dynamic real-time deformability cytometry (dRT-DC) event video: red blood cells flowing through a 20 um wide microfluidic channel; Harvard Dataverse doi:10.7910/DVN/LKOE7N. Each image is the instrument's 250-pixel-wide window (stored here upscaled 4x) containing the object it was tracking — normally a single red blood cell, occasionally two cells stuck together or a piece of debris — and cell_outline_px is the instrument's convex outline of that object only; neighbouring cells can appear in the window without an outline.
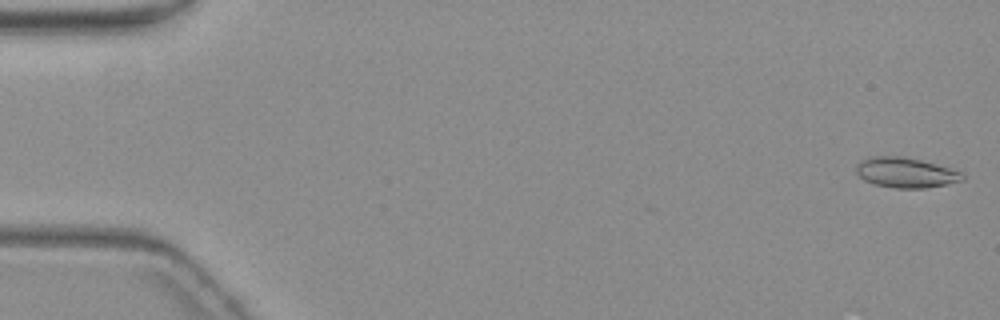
{"species": "common noctule bat (a hibernating species)", "species_latin": "Nyctalus noctula", "temperature_condition": "warm", "stored_images_in_passage": 10, "camera_frame_rate_fps": 3000, "um_per_image_px": 0.085, "animal": {"sex": "female", "body_mass_g": 19.3, "forearm_length_mm": 54.1}, "frame": {"image": 1, "passage_image": 1, "time_ms": 0.0, "image_size_px": [1000, 320], "cell_outline_px": [[964, 180], [948, 184], [924, 188], [896, 188], [876, 184], [864, 180], [856, 172], [856, 164], [860, 160], [868, 156], [904, 156], [936, 164], [964, 172]], "centroid_in_image_um": [76.99, 14.66], "position_along_channel_um": 8.0, "area_um2": 18.79}}
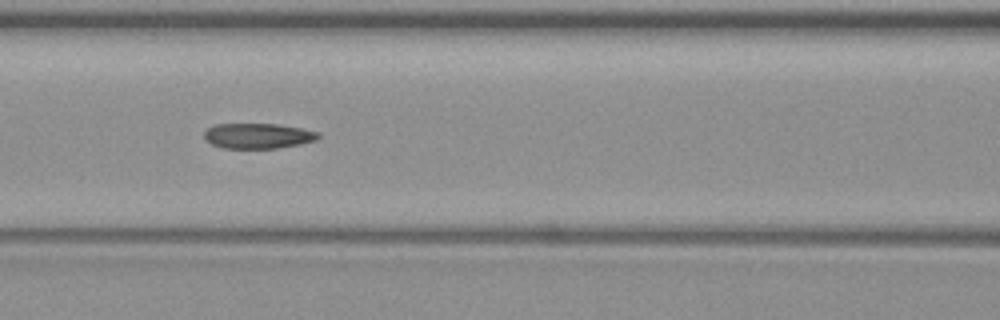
{"frame": {"image": 2, "passage_image": 7, "time_ms": 8.0, "image_size_px": [1000, 320], "cell_outline_px": [[320, 136], [316, 140], [300, 144], [276, 148], [224, 148], [212, 144], [204, 136], [204, 132], [208, 128], [216, 124], [280, 124], [320, 132]], "centroid_in_image_um": [21.96, 11.54], "position_along_channel_um": 144.6, "area_um2": 16.7}}
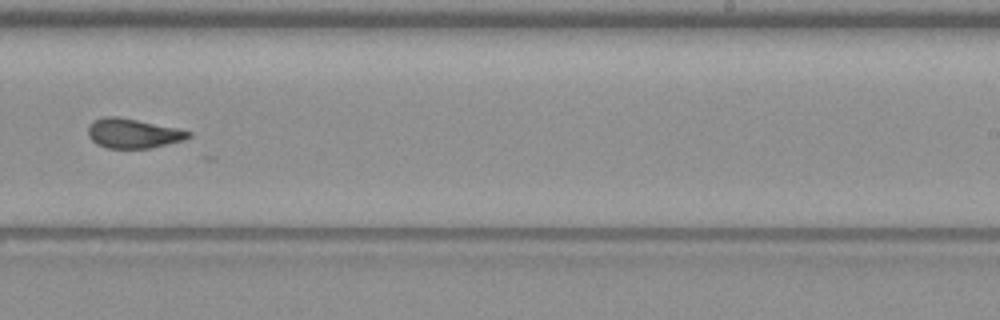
{"frame": {"image": 3, "passage_image": 10, "time_ms": 11.667, "image_size_px": [1000, 320], "cell_outline_px": [[192, 136], [184, 140], [152, 148], [108, 148], [96, 144], [88, 136], [88, 128], [92, 120], [104, 116], [116, 116], [180, 128], [192, 132]], "centroid_in_image_um": [11.33, 11.33], "position_along_channel_um": 277.7, "area_um2": 17.51}}